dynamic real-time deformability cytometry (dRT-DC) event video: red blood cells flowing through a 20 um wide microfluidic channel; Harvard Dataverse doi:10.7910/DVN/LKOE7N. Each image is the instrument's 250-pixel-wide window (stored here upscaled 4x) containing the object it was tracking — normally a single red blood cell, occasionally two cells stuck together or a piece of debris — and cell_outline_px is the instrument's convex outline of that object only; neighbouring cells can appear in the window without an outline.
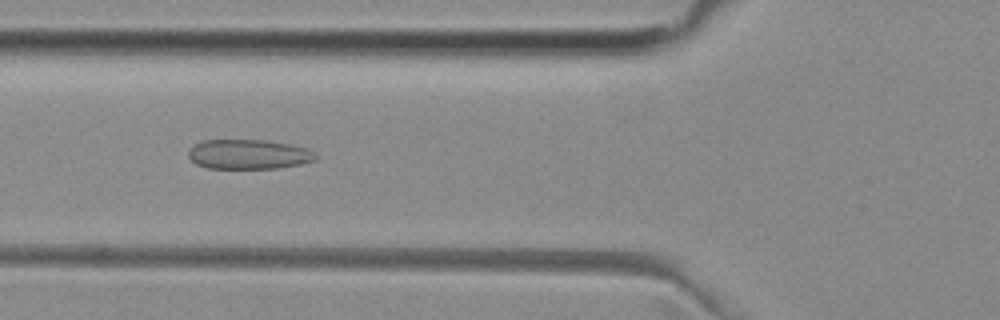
{"species": "common noctule bat (a hibernating species)", "species_latin": "Nyctalus noctula", "temperature_condition": "room temperature", "stored_images_in_passage": 39, "camera_frame_rate_fps": 3000, "um_per_image_px": 0.085, "animal": {"sex": "female", "body_mass_g": 29.2, "forearm_length_mm": 56.3}, "frame": {"image": 1, "passage_image": 9, "time_ms": 2.667, "image_size_px": [1000, 320], "cell_outline_px": [[320, 156], [316, 160], [300, 164], [276, 168], [208, 168], [196, 164], [188, 156], [188, 152], [196, 144], [204, 140], [264, 140], [292, 144], [308, 148]], "centroid_in_image_um": [21.19, 13.11], "position_along_channel_um": 104.6, "area_um2": 22.02}}
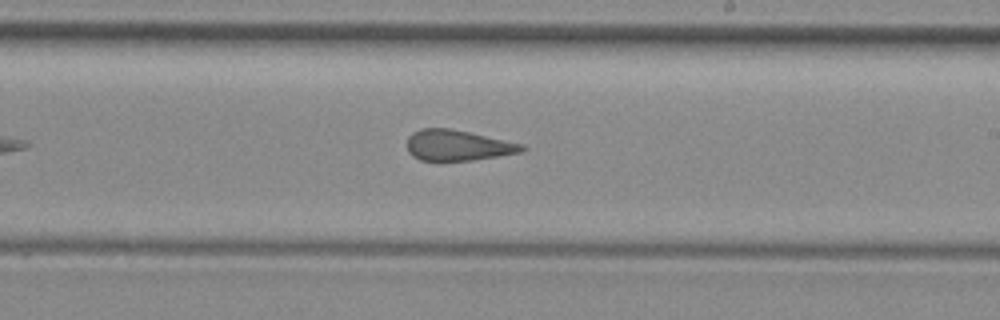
{"frame": {"image": 2, "passage_image": 20, "time_ms": 6.333, "image_size_px": [1000, 320], "cell_outline_px": [[528, 148], [524, 152], [472, 160], [420, 160], [412, 156], [408, 152], [408, 136], [412, 132], [420, 128], [448, 128], [468, 132], [524, 144]], "centroid_in_image_um": [38.92, 12.35], "position_along_channel_um": 250.1, "area_um2": 20.52}}
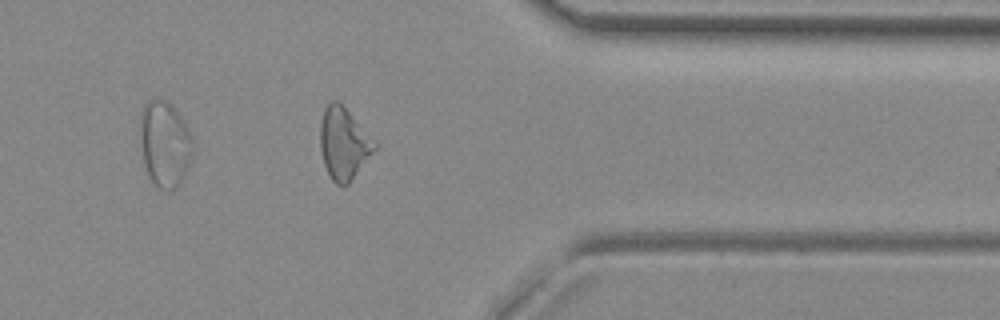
{"frame": {"image": 3, "passage_image": 31, "time_ms": 10.0, "image_size_px": [1000, 320], "cell_outline_px": [[376, 148], [352, 180], [344, 188], [336, 184], [332, 180], [324, 164], [320, 148], [320, 124], [324, 108], [332, 100], [336, 100], [348, 112], [376, 144]], "centroid_in_image_um": [29.17, 12.25], "position_along_channel_um": 382.2, "area_um2": 22.2}, "authors_computed_cell_mechanics": {"area_um2": 22.1952, "velocity_mm_per_s": 3.9682, "shape_relaxation_time_tau1_ms": null, "shape_relaxation_time_tau2_ms": 1.6702, "deformation_change_tau1": null, "deformation_change_tau2": 0.1042}}